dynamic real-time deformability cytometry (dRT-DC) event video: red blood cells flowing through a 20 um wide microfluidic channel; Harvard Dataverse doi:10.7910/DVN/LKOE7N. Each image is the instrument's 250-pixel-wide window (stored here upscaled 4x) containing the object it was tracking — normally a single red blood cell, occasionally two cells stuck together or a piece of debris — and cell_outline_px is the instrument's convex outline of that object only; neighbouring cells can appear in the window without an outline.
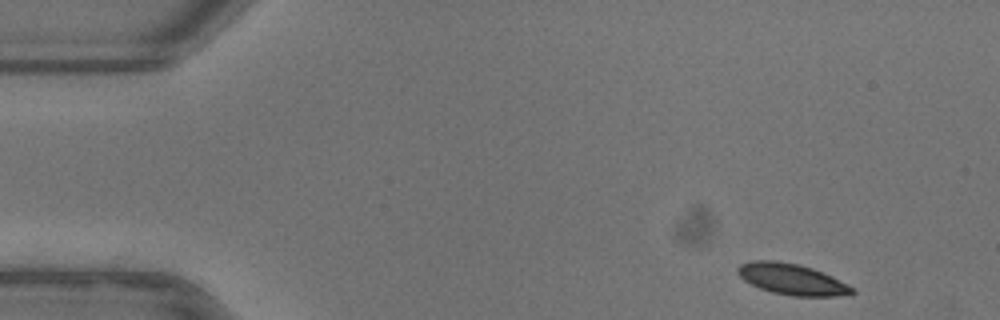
{"species": "common noctule bat (a hibernating species)", "species_latin": "Nyctalus noctula", "temperature_condition": "warm", "stored_images_in_passage": 49, "camera_frame_rate_fps": 3000, "um_per_image_px": 0.085, "animal": {"sex": "female"}, "frame": {"image": 1, "passage_image": 1, "time_ms": 0.0, "image_size_px": [1000, 320], "cell_outline_px": [[856, 292], [836, 296], [792, 296], [772, 292], [760, 288], [744, 280], [736, 272], [736, 268], [740, 264], [752, 260], [776, 260], [800, 264], [812, 268], [832, 276], [852, 288]], "centroid_in_image_um": [67.25, 23.72], "position_along_channel_um": 17.7, "area_um2": 20.58}}
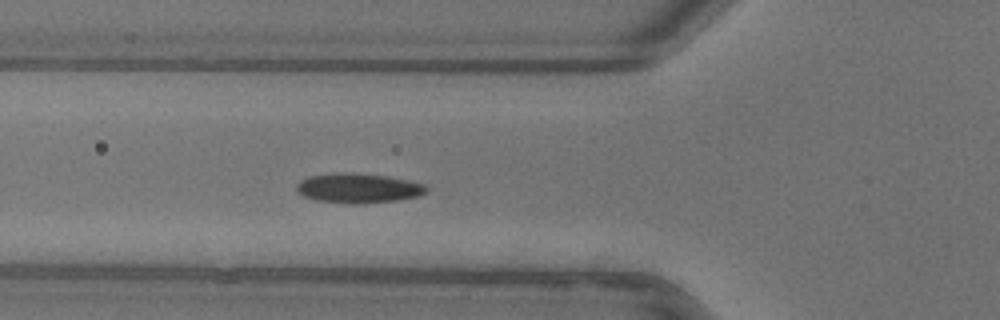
{"frame": {"image": 2, "passage_image": 15, "time_ms": 4.667, "image_size_px": [1000, 320], "cell_outline_px": [[428, 192], [420, 196], [396, 200], [360, 204], [352, 204], [316, 200], [304, 196], [296, 192], [296, 184], [300, 180], [308, 176], [332, 172], [356, 172], [388, 176], [408, 180], [424, 184], [428, 188]], "centroid_in_image_um": [30.44, 15.98], "position_along_channel_um": 95.4, "area_um2": 22.89}}
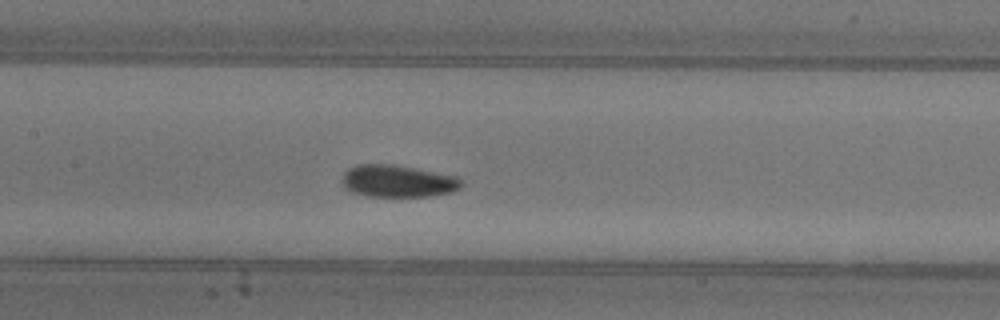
{"frame": {"image": 3, "passage_image": 21, "time_ms": 6.667, "image_size_px": [1000, 320], "cell_outline_px": [[464, 184], [460, 188], [452, 192], [428, 196], [368, 196], [352, 192], [344, 188], [340, 180], [344, 172], [348, 168], [356, 164], [392, 164], [460, 176], [464, 180]], "centroid_in_image_um": [33.82, 15.38], "position_along_channel_um": 173.6, "area_um2": 22.77}, "authors_computed_cell_mechanics": {"area_um2": 21.2704, "velocity_mm_per_s": 3.8923, "shape_relaxation_time_tau1_ms": 4.1581, "shape_relaxation_time_tau2_ms": null, "deformation_change_tau1": 0.1286, "deformation_change_tau2": null}}